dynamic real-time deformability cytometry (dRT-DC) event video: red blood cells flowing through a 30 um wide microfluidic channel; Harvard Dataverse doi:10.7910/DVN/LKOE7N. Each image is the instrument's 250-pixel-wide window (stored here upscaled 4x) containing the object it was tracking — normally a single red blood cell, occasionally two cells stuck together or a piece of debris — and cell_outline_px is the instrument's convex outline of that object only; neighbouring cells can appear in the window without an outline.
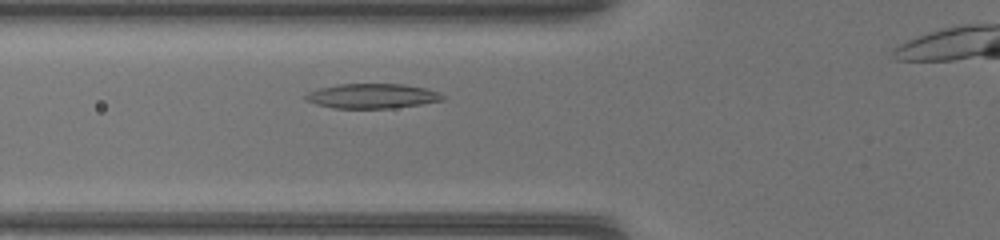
{"species": "common noctule bat (a hibernating species)", "species_latin": "Nyctalus noctula", "temperature_condition": "warm", "stored_images_in_passage": 28, "camera_frame_rate_fps": 3000, "um_per_image_px": 0.085, "animal": {"sex": "female", "body_mass_g": 17.0, "forearm_length_mm": 48.0}, "frame": {"image": 1, "passage_image": 4, "time_ms": 1.0, "image_size_px": [1000, 240], "cell_outline_px": [[444, 100], [420, 104], [392, 108], [336, 108], [316, 104], [308, 100], [304, 96], [308, 92], [320, 88], [336, 84], [404, 84], [424, 88], [436, 92], [444, 96]], "centroid_in_image_um": [31.62, 8.16], "position_along_channel_um": 94.2, "area_um2": 19.48}}
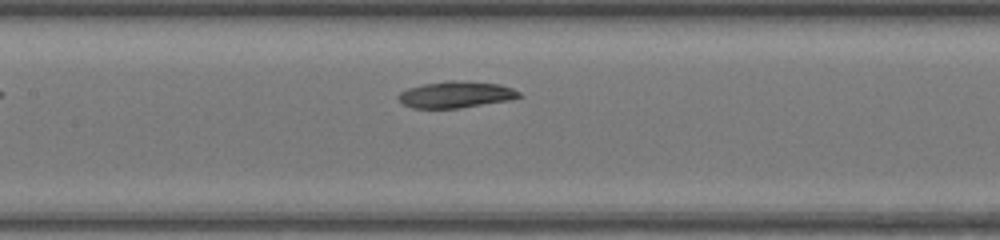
{"frame": {"image": 2, "passage_image": 9, "time_ms": 2.667, "image_size_px": [1000, 240], "cell_outline_px": [[524, 96], [512, 100], [460, 108], [412, 108], [404, 104], [396, 96], [400, 92], [408, 88], [424, 84], [448, 80], [452, 80], [500, 84], [512, 88], [520, 92]], "centroid_in_image_um": [38.79, 8.04], "position_along_channel_um": 168.6, "area_um2": 18.73}}
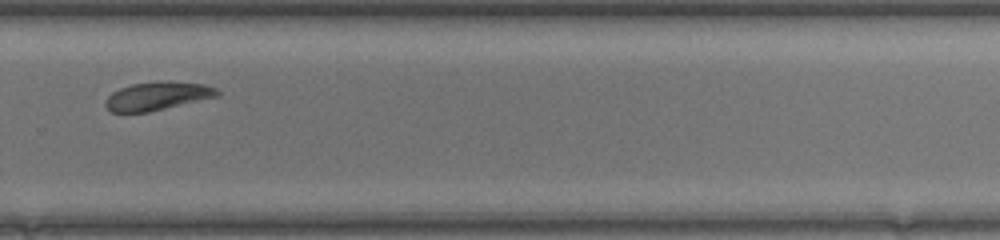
{"frame": {"image": 3, "passage_image": 19, "time_ms": 6.0, "image_size_px": [1000, 240], "cell_outline_px": [[220, 96], [148, 112], [112, 112], [104, 104], [104, 100], [112, 92], [120, 88], [132, 84], [168, 80], [204, 84], [216, 88], [220, 92]], "centroid_in_image_um": [13.4, 8.15], "position_along_channel_um": 316.4, "area_um2": 18.55}}